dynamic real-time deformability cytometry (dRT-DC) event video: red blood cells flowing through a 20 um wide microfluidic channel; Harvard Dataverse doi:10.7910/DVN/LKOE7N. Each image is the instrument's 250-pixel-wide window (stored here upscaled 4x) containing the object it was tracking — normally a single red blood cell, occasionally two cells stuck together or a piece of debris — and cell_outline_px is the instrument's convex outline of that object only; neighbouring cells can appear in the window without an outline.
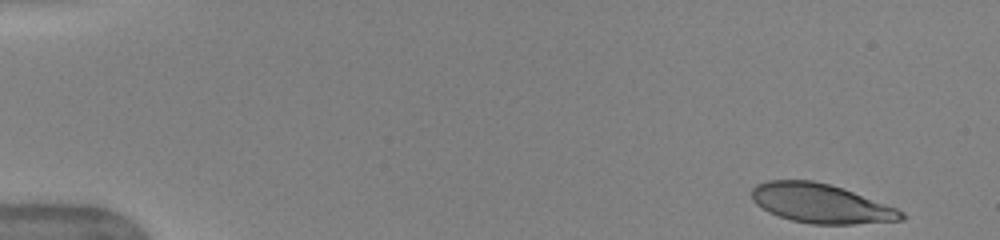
{"species": "human", "species_latin": "Homo sapiens", "temperature_condition": "warm", "stored_images_in_passage": 43, "camera_frame_rate_fps": 3000, "um_per_image_px": 0.085, "donor": {"sex": "female"}, "frame": {"image": 1, "passage_image": 1, "time_ms": 0.0, "image_size_px": [1000, 240], "cell_outline_px": [[904, 220], [852, 224], [812, 224], [792, 220], [768, 212], [756, 204], [752, 200], [752, 188], [756, 184], [768, 180], [812, 180], [828, 184], [852, 192], [896, 208], [904, 212]], "centroid_in_image_um": [69.74, 17.29], "position_along_channel_um": 15.3, "area_um2": 33.81}}
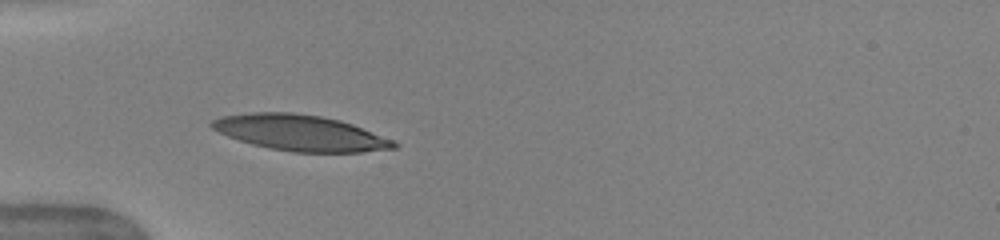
{"frame": {"image": 2, "passage_image": 14, "time_ms": 4.333, "image_size_px": [1000, 240], "cell_outline_px": [[400, 144], [396, 148], [360, 152], [292, 152], [268, 148], [252, 144], [228, 136], [212, 128], [208, 124], [212, 120], [220, 116], [252, 112], [292, 112], [320, 116], [340, 120], [352, 124], [392, 140]], "centroid_in_image_um": [25.49, 11.29], "position_along_channel_um": 59.5, "area_um2": 37.86}}
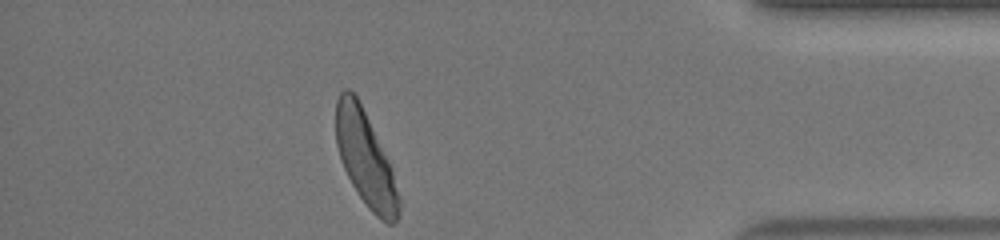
{"frame": {"image": 3, "passage_image": 43, "time_ms": 14.0, "image_size_px": [1000, 240], "cell_outline_px": [[400, 208], [396, 220], [392, 224], [388, 224], [380, 220], [368, 208], [352, 184], [340, 160], [336, 144], [336, 100], [340, 92], [344, 88], [348, 88], [356, 96], [392, 168], [400, 196]], "centroid_in_image_um": [31.06, 13.52], "position_along_channel_um": 404.1, "area_um2": 34.33}, "authors_computed_cell_mechanics": {"area_um2": 36.0094, "velocity_mm_per_s": 3.9758, "shape_relaxation_time_tau1_ms": 3.3159, "shape_relaxation_time_tau2_ms": 0.9946, "deformation_change_tau1": 0.2056, "deformation_change_tau2": 0.0614}}